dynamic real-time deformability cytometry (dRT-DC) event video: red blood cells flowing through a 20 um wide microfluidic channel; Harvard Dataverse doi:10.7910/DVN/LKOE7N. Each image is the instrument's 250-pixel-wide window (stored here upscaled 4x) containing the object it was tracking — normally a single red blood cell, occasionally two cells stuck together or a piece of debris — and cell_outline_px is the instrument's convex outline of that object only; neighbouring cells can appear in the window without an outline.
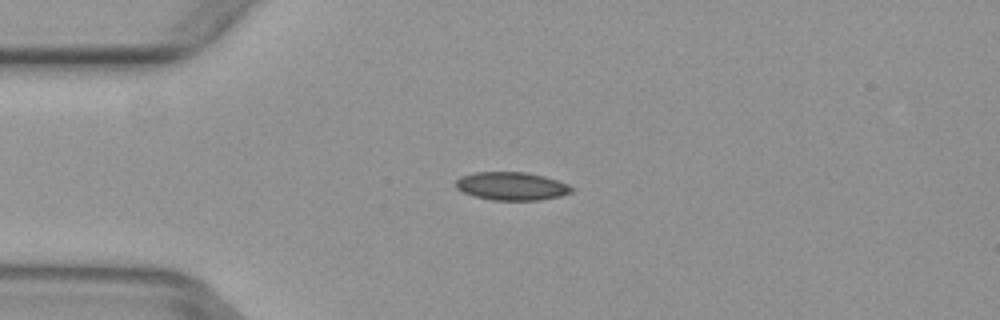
{"species": "common noctule bat (a hibernating species)", "species_latin": "Nyctalus noctula", "temperature_condition": "warm", "stored_images_in_passage": 5, "camera_frame_rate_fps": 3000, "um_per_image_px": 0.085, "animal": {"sex": "female", "body_mass_g": 29.2, "forearm_length_mm": 56.3}, "frame": {"image": 1, "passage_image": 2, "time_ms": 0.333, "image_size_px": [1000, 320], "cell_outline_px": [[576, 188], [572, 192], [560, 196], [540, 200], [492, 200], [472, 196], [456, 188], [456, 180], [460, 176], [476, 172], [524, 172], [544, 176], [568, 184]], "centroid_in_image_um": [43.49, 15.82], "position_along_channel_um": 41.5, "area_um2": 19.07}}
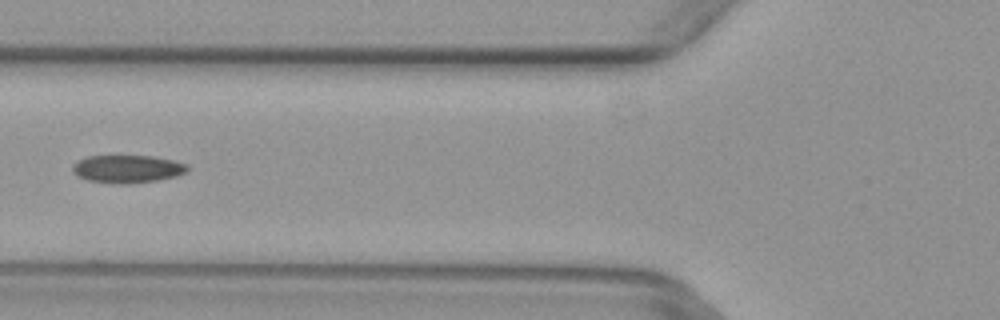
{"frame": {"image": 2, "passage_image": 4, "time_ms": 1.0, "image_size_px": [1000, 320], "cell_outline_px": [[188, 172], [176, 176], [156, 180], [132, 184], [116, 184], [88, 180], [76, 176], [72, 172], [72, 168], [80, 160], [88, 156], [152, 156], [172, 160], [188, 164]], "centroid_in_image_um": [10.85, 14.37], "position_along_channel_um": 115.0, "area_um2": 18.61}}
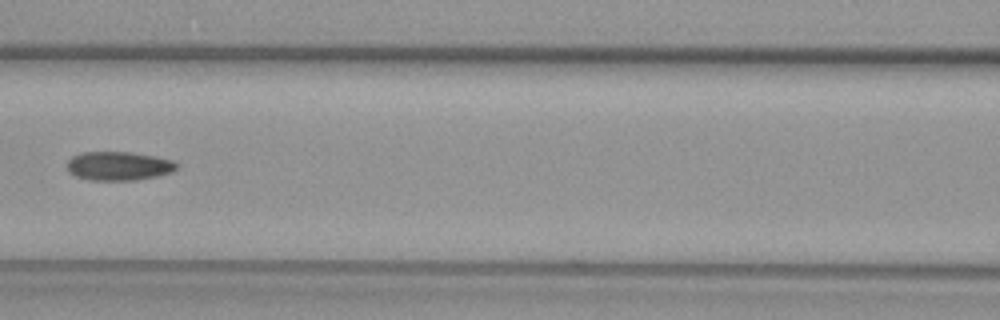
{"frame": {"image": 3, "passage_image": 5, "time_ms": 1.333, "image_size_px": [1000, 320], "cell_outline_px": [[180, 164], [172, 172], [156, 176], [136, 180], [88, 180], [76, 176], [68, 172], [68, 160], [72, 156], [80, 152], [132, 152], [156, 156], [172, 160]], "centroid_in_image_um": [10.09, 14.1], "position_along_channel_um": 156.5, "area_um2": 18.55}}